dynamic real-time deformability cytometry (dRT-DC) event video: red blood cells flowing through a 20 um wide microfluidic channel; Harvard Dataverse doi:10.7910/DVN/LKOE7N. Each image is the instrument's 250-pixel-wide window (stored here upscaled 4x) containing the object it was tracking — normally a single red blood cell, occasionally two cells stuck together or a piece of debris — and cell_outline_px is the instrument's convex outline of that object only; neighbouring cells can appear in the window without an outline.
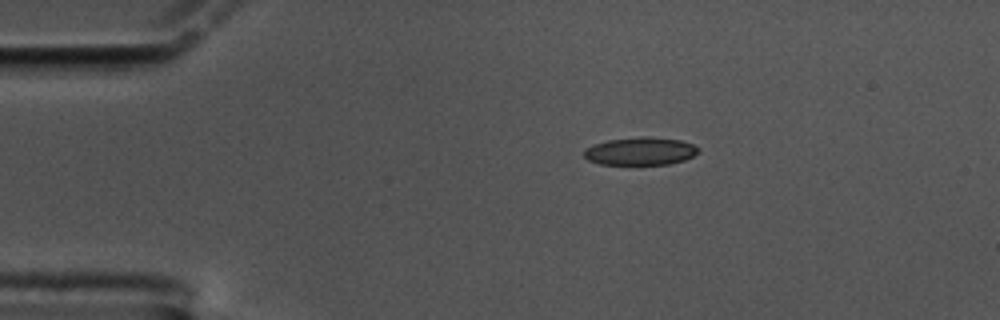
{"species": "common noctule bat (a hibernating species)", "species_latin": "Nyctalus noctula", "temperature_condition": "cold", "stored_images_in_passage": 49, "camera_frame_rate_fps": 3000, "um_per_image_px": 0.085, "animal": {"sex": "male", "body_mass_g": 17.5, "forearm_length_mm": 52.3}, "frame": {"image": 1, "passage_image": 1, "time_ms": 0.0, "image_size_px": [1000, 320], "cell_outline_px": [[700, 152], [684, 160], [668, 164], [600, 164], [588, 160], [584, 156], [584, 148], [608, 140], [644, 136], [680, 140], [692, 144], [700, 148]], "centroid_in_image_um": [54.44, 12.85], "position_along_channel_um": 30.6, "area_um2": 18.44}}
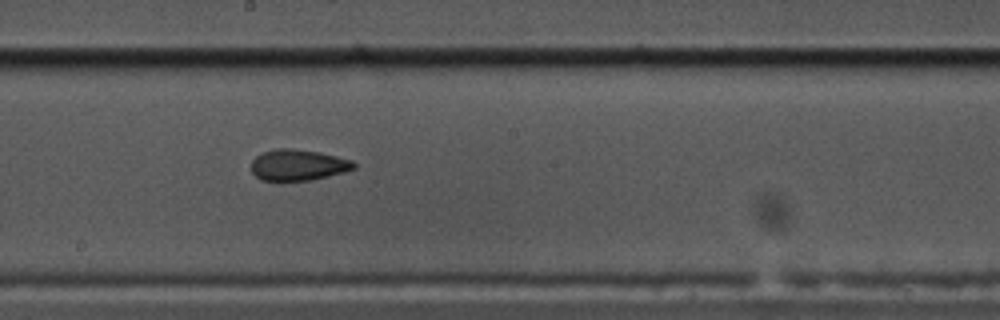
{"frame": {"image": 2, "passage_image": 22, "time_ms": 7.0, "image_size_px": [1000, 320], "cell_outline_px": [[356, 168], [344, 172], [328, 176], [308, 180], [280, 184], [260, 180], [252, 172], [252, 160], [256, 156], [264, 152], [276, 148], [292, 148], [320, 152], [352, 160], [356, 164]], "centroid_in_image_um": [25.3, 14.06], "position_along_channel_um": 222.9, "area_um2": 19.19}}
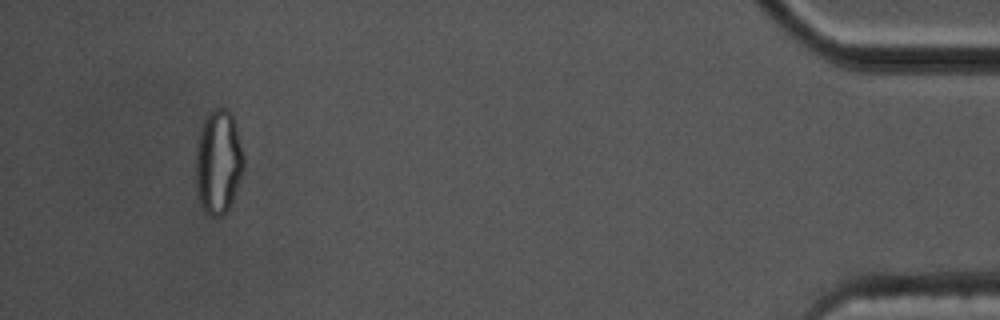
{"frame": {"image": 3, "passage_image": 45, "time_ms": 14.667, "image_size_px": [1000, 320], "cell_outline_px": [[244, 168], [228, 212], [224, 216], [208, 216], [204, 212], [200, 204], [196, 188], [196, 144], [200, 128], [204, 116], [212, 108], [228, 108], [236, 124], [244, 156]], "centroid_in_image_um": [18.55, 13.76], "position_along_channel_um": 416.7, "area_um2": 29.77}, "authors_computed_cell_mechanics": {"area_um2": 19.2474, "velocity_mm_per_s": 3.4335, "shape_relaxation_time_tau1_ms": null, "shape_relaxation_time_tau2_ms": 2.4619, "deformation_change_tau1": null, "deformation_change_tau2": 0.0796}}